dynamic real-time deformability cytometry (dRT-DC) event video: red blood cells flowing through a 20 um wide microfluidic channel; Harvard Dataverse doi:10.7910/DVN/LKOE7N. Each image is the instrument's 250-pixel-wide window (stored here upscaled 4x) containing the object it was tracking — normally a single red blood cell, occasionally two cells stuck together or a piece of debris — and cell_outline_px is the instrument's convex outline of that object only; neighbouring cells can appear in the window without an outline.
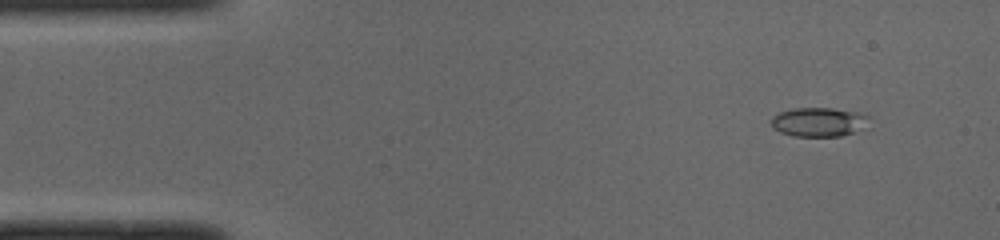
{"species": "common noctule bat (a hibernating species)", "species_latin": "Nyctalus noctula", "temperature_condition": "cold", "stored_images_in_passage": 48, "camera_frame_rate_fps": 3000, "um_per_image_px": 0.085, "animal": {"sex": "male", "body_mass_g": 19.0, "forearm_length_mm": 50.8}, "frame": {"image": 1, "passage_image": 3, "time_ms": 0.667, "image_size_px": [1000, 240], "cell_outline_px": [[868, 116], [852, 132], [840, 136], [792, 136], [780, 132], [772, 128], [772, 116], [780, 112], [796, 108], [832, 108], [856, 112]], "centroid_in_image_um": [69.43, 10.36], "position_along_channel_um": 15.6, "area_um2": 15.9}}
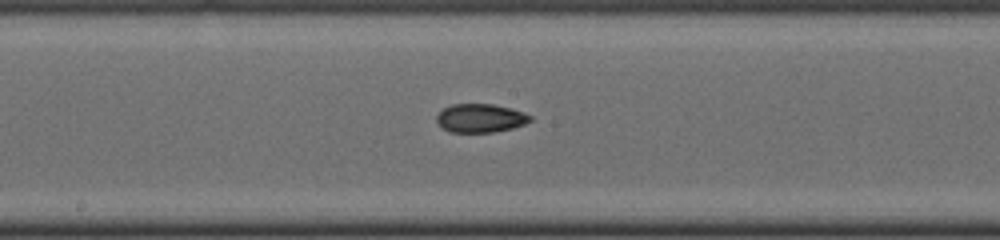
{"frame": {"image": 2, "passage_image": 24, "time_ms": 7.667, "image_size_px": [1000, 240], "cell_outline_px": [[532, 120], [524, 124], [512, 128], [492, 132], [448, 132], [440, 128], [436, 120], [436, 116], [444, 108], [452, 104], [492, 104], [524, 112], [532, 116]], "centroid_in_image_um": [40.8, 10.05], "position_along_channel_um": 207.4, "area_um2": 15.61}}
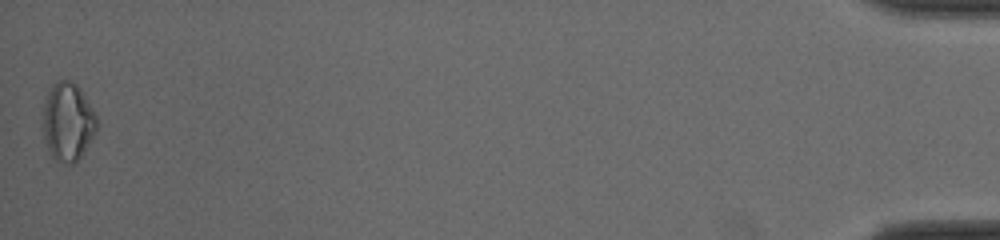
{"frame": {"image": 3, "passage_image": 48, "time_ms": 15.667, "image_size_px": [1000, 240], "cell_outline_px": [[96, 132], [80, 156], [72, 164], [68, 164], [56, 160], [48, 152], [44, 136], [44, 96], [52, 84], [56, 80], [72, 80], [80, 88], [96, 116]], "centroid_in_image_um": [5.74, 10.32], "position_along_channel_um": 429.5, "area_um2": 24.39}, "authors_computed_cell_mechanics": {"area_um2": 16.0684, "velocity_mm_per_s": 4.0212, "shape_relaxation_time_tau1_ms": null, "shape_relaxation_time_tau2_ms": 3.1169, "deformation_change_tau1": null, "deformation_change_tau2": 0.0856}}